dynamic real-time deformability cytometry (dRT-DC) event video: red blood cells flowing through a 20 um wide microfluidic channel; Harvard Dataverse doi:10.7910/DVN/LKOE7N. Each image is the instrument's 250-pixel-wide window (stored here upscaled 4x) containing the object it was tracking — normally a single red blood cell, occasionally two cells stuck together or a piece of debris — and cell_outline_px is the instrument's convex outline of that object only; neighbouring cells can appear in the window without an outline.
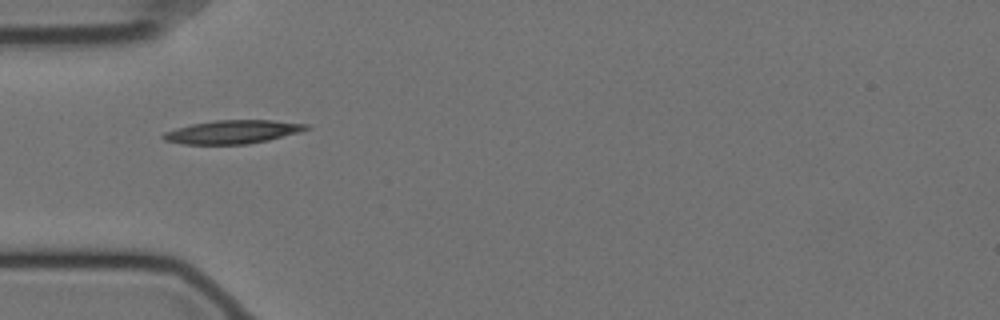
{"species": "Egyptian fruit bat (a non-hibernating species)", "species_latin": "Rousettus aegyptiacus", "temperature_condition": "cold", "stored_images_in_passage": 41, "camera_frame_rate_fps": 3000, "um_per_image_px": 0.085, "animal": {"sex": "female"}, "frame": {"image": 1, "passage_image": 1, "time_ms": 0.0, "image_size_px": [1000, 320], "cell_outline_px": [[312, 128], [300, 132], [268, 140], [248, 144], [184, 144], [164, 140], [160, 136], [164, 132], [176, 128], [192, 124], [216, 120], [272, 120], [308, 124]], "centroid_in_image_um": [19.79, 11.21], "position_along_channel_um": 65.2, "area_um2": 19.54}}
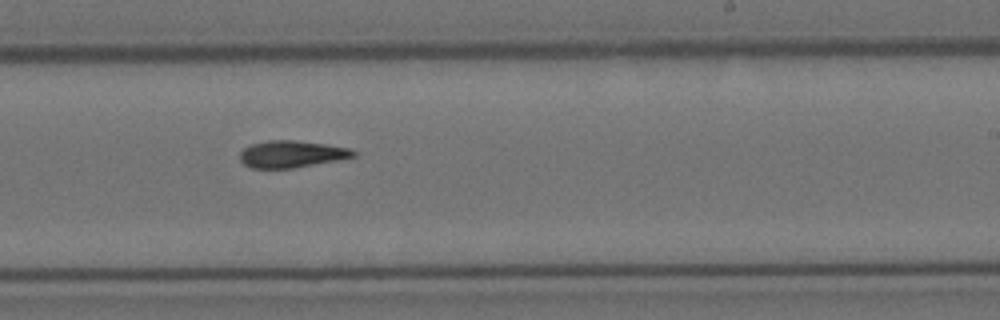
{"frame": {"image": 2, "passage_image": 18, "time_ms": 5.667, "image_size_px": [1000, 320], "cell_outline_px": [[356, 156], [336, 160], [292, 168], [252, 168], [244, 164], [240, 160], [240, 152], [244, 148], [252, 144], [268, 140], [296, 140], [352, 148], [356, 152]], "centroid_in_image_um": [24.78, 13.09], "position_along_channel_um": 264.2, "area_um2": 17.69}}
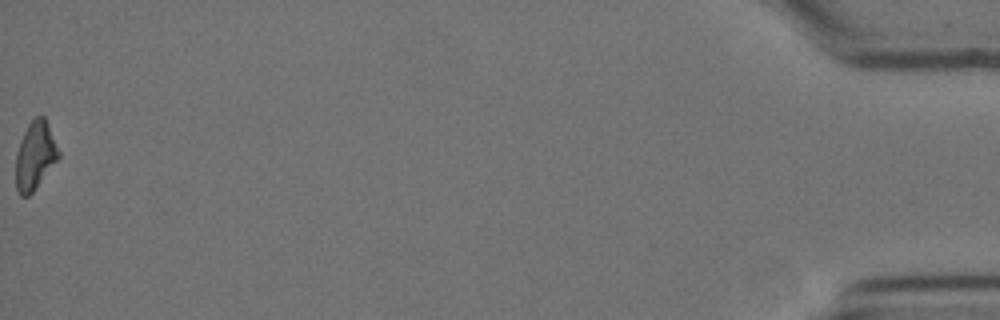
{"frame": {"image": 3, "passage_image": 41, "time_ms": 13.333, "image_size_px": [1000, 320], "cell_outline_px": [[60, 156], [32, 192], [28, 196], [20, 196], [16, 188], [16, 156], [20, 140], [28, 124], [36, 116], [44, 116], [48, 124], [60, 152]], "centroid_in_image_um": [2.98, 13.22], "position_along_channel_um": 432.2, "area_um2": 16.7}, "authors_computed_cell_mechanics": {"area_um2": 17.8024, "velocity_mm_per_s": 3.5154, "shape_relaxation_time_tau1_ms": 5.3153, "shape_relaxation_time_tau2_ms": null, "deformation_change_tau1": 0.1899, "deformation_change_tau2": null}}